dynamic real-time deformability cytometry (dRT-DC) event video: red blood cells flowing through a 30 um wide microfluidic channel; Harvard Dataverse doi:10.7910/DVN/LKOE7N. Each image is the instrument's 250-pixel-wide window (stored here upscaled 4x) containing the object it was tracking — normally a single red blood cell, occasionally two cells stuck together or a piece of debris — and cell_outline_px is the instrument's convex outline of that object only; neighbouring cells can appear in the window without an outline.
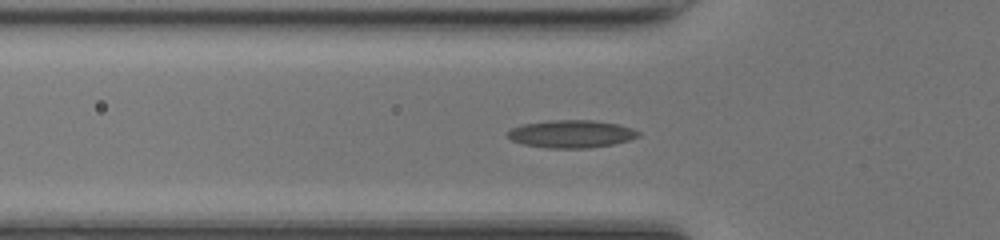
{"species": "common noctule bat (a hibernating species)", "species_latin": "Nyctalus noctula", "temperature_condition": "room temperature", "stored_images_in_passage": 37, "camera_frame_rate_fps": 3000, "um_per_image_px": 0.085, "animal": {"sex": "female", "body_mass_g": 17.0, "forearm_length_mm": 48.0}, "frame": {"image": 1, "passage_image": 4, "time_ms": 1.0, "image_size_px": [1000, 240], "cell_outline_px": [[640, 136], [628, 140], [612, 144], [588, 148], [548, 148], [524, 144], [512, 140], [508, 136], [508, 132], [512, 128], [520, 124], [548, 120], [592, 120], [616, 124], [632, 128], [640, 132]], "centroid_in_image_um": [48.55, 11.37], "position_along_channel_um": 77.2, "area_um2": 20.98}}
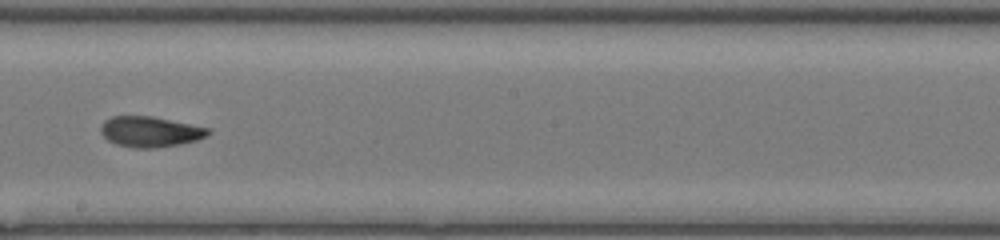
{"frame": {"image": 2, "passage_image": 15, "time_ms": 4.667, "image_size_px": [1000, 240], "cell_outline_px": [[212, 132], [208, 136], [196, 140], [180, 144], [156, 148], [136, 148], [116, 144], [108, 140], [100, 132], [100, 124], [104, 120], [112, 116], [152, 116], [208, 128]], "centroid_in_image_um": [12.74, 11.19], "position_along_channel_um": 235.5, "area_um2": 19.13}}
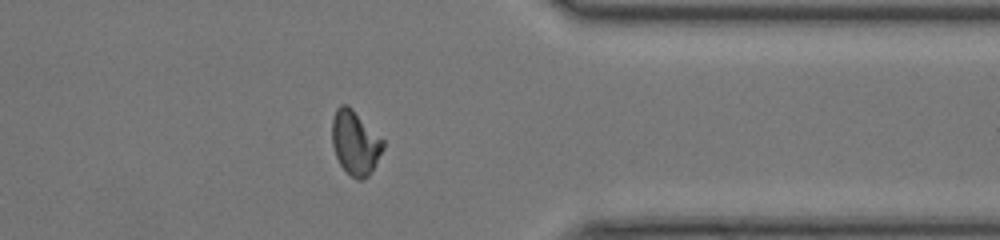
{"frame": {"image": 3, "passage_image": 26, "time_ms": 8.333, "image_size_px": [1000, 240], "cell_outline_px": [[384, 148], [368, 176], [364, 180], [356, 180], [340, 164], [336, 156], [332, 144], [332, 120], [336, 108], [340, 104], [348, 104], [384, 140]], "centroid_in_image_um": [30.18, 12.11], "position_along_channel_um": 381.2, "area_um2": 19.02}, "authors_computed_cell_mechanics": {"area_um2": 19.1318, "velocity_mm_per_s": 4.2969, "shape_relaxation_time_tau1_ms": null, "shape_relaxation_time_tau2_ms": 1.9479, "deformation_change_tau1": null, "deformation_change_tau2": 0.0799}}